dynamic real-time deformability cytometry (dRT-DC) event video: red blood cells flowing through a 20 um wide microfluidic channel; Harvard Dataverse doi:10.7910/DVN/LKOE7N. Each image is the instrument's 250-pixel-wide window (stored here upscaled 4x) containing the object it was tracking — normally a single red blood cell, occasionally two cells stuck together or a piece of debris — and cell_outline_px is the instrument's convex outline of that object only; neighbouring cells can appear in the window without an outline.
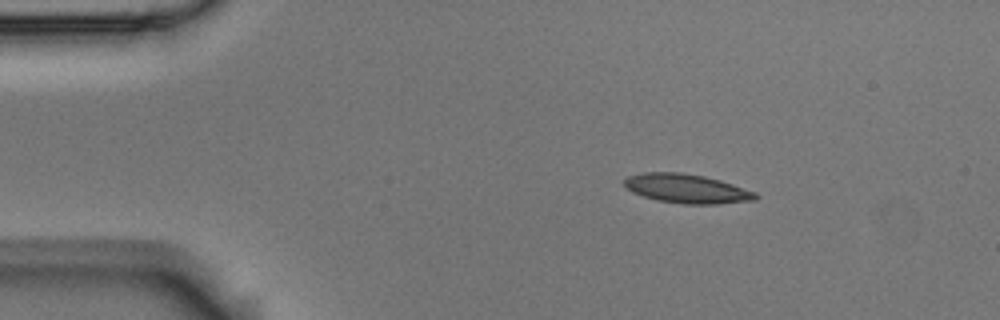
{"species": "Egyptian fruit bat (a non-hibernating species)", "species_latin": "Rousettus aegyptiacus", "temperature_condition": "room temperature", "stored_images_in_passage": 4, "camera_frame_rate_fps": 3000, "um_per_image_px": 0.085, "animal": {"sex": "male"}, "frame": {"image": 1, "passage_image": 2, "time_ms": 0.333, "image_size_px": [1000, 320], "cell_outline_px": [[760, 196], [756, 200], [716, 204], [684, 204], [656, 200], [632, 192], [624, 188], [624, 180], [628, 176], [644, 172], [680, 172], [704, 176], [720, 180], [756, 192]], "centroid_in_image_um": [58.37, 16.03], "position_along_channel_um": 26.6, "area_um2": 22.37}}